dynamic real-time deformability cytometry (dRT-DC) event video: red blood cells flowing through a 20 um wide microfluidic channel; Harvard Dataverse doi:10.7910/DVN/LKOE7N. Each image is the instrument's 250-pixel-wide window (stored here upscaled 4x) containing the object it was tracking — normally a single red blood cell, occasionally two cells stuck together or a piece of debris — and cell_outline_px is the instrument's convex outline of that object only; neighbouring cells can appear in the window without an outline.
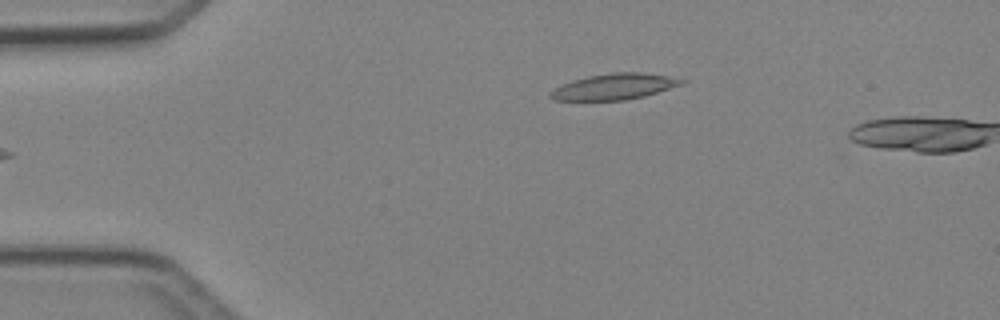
{"species": "Egyptian fruit bat (a non-hibernating species)", "species_latin": "Rousettus aegyptiacus", "temperature_condition": "cold", "stored_images_in_passage": 2, "camera_frame_rate_fps": 3000, "um_per_image_px": 0.085, "animal": {"sex": "female"}, "frame": {"image": 1, "passage_image": 2, "time_ms": 2.333, "image_size_px": [1000, 320], "cell_outline_px": [[688, 80], [684, 84], [644, 96], [624, 100], [552, 100], [548, 96], [548, 92], [572, 80], [588, 76], [612, 72], [640, 72], [668, 76]], "centroid_in_image_um": [52.22, 7.36], "position_along_channel_um": 32.8, "area_um2": 19.83}}